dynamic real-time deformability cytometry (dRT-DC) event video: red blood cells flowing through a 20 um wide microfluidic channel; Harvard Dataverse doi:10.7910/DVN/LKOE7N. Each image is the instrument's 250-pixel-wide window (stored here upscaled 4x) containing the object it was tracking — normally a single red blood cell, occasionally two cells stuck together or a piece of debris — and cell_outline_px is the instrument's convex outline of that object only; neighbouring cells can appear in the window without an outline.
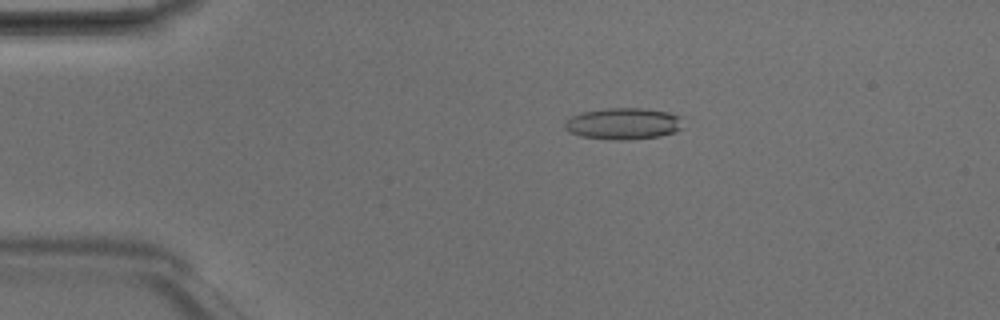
{"species": "Egyptian fruit bat (a non-hibernating species)", "species_latin": "Rousettus aegyptiacus", "temperature_condition": "room temperature", "stored_images_in_passage": 4, "camera_frame_rate_fps": 3000, "um_per_image_px": 0.085, "animal": {"sex": "male"}, "frame": {"image": 1, "passage_image": 3, "time_ms": 0.667, "image_size_px": [1000, 320], "cell_outline_px": [[684, 116], [680, 128], [672, 132], [660, 136], [624, 140], [616, 140], [580, 136], [568, 132], [564, 128], [564, 124], [572, 116], [584, 112], [604, 108], [644, 108], [672, 112]], "centroid_in_image_um": [53.02, 10.5], "position_along_channel_um": 32.0, "area_um2": 21.85}}